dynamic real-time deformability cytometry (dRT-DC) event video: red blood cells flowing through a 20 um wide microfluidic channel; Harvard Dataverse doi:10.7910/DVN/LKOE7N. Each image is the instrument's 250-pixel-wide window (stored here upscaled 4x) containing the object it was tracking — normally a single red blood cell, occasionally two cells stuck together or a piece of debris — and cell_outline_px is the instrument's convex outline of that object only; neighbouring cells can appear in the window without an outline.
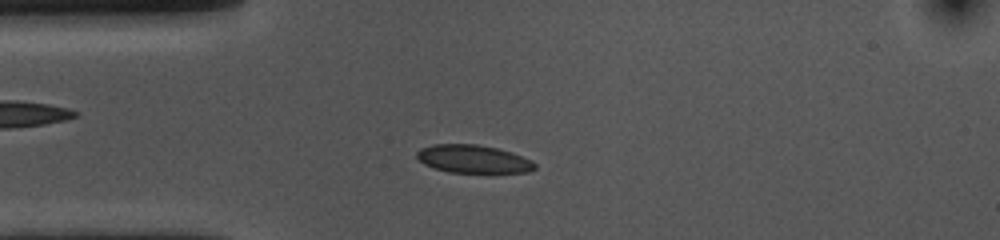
{"species": "common noctule bat (a hibernating species)", "species_latin": "Nyctalus noctula", "temperature_condition": "cold", "stored_images_in_passage": 52, "camera_frame_rate_fps": 3000, "um_per_image_px": 0.085, "animal": {"sex": "female", "body_mass_g": 10.0, "forearm_length_mm": 53.1}, "frame": {"image": 1, "passage_image": 10, "time_ms": 3.0, "image_size_px": [1000, 240], "cell_outline_px": [[536, 168], [528, 172], [448, 172], [424, 164], [416, 156], [416, 152], [420, 148], [432, 144], [476, 144], [496, 148], [512, 152], [532, 160], [536, 164]], "centroid_in_image_um": [40.22, 13.5], "position_along_channel_um": 44.8, "area_um2": 19.19}}
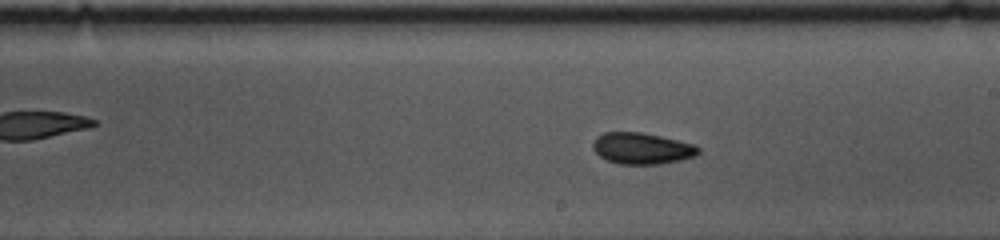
{"frame": {"image": 2, "passage_image": 27, "time_ms": 8.667, "image_size_px": [1000, 240], "cell_outline_px": [[700, 152], [696, 156], [680, 160], [660, 164], [620, 164], [604, 160], [592, 148], [592, 144], [596, 136], [604, 132], [640, 132], [660, 136], [696, 144], [700, 148]], "centroid_in_image_um": [54.56, 12.61], "position_along_channel_um": 234.4, "area_um2": 19.48}}
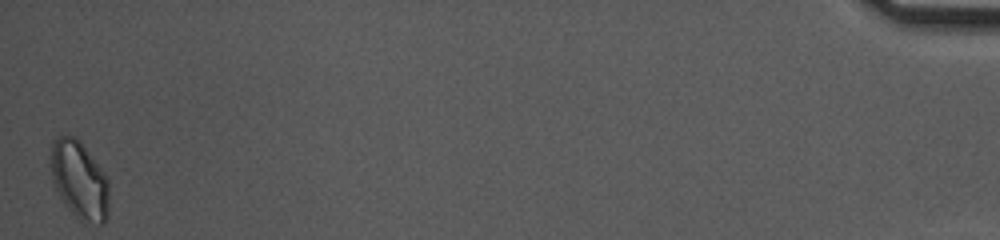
{"frame": {"image": 3, "passage_image": 52, "time_ms": 17.0, "image_size_px": [1000, 240], "cell_outline_px": [[108, 216], [104, 224], [84, 224], [64, 204], [52, 180], [52, 140], [60, 136], [72, 136], [80, 140], [104, 172], [108, 180]], "centroid_in_image_um": [6.78, 15.34], "position_along_channel_um": 428.4, "area_um2": 26.41}, "authors_computed_cell_mechanics": {"area_um2": 19.4786, "velocity_mm_per_s": 3.5316, "shape_relaxation_time_tau1_ms": 4.2835, "shape_relaxation_time_tau2_ms": 3.4199, "deformation_change_tau1": 0.0748, "deformation_change_tau2": 0.0604}}